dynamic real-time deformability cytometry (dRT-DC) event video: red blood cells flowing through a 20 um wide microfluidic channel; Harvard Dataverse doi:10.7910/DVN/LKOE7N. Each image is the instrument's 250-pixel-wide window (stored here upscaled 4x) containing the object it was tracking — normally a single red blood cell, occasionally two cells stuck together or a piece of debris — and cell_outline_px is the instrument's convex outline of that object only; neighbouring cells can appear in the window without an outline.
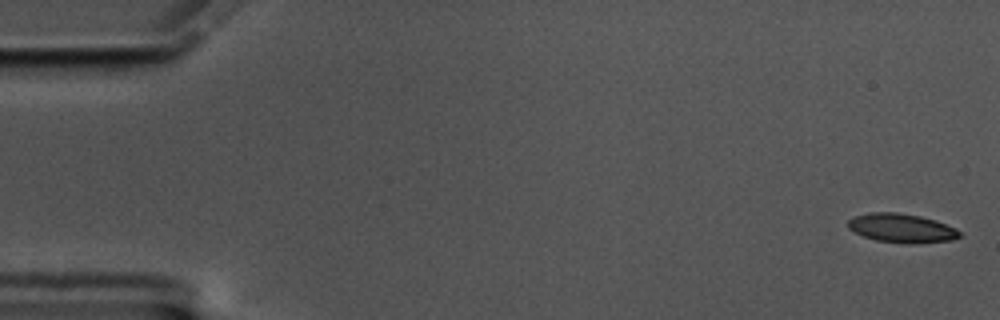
{"species": "common noctule bat (a hibernating species)", "species_latin": "Nyctalus noctula", "temperature_condition": "cold", "stored_images_in_passage": 58, "camera_frame_rate_fps": 3000, "um_per_image_px": 0.085, "animal": {"sex": "male", "body_mass_g": 17.5, "forearm_length_mm": 52.3}, "frame": {"image": 1, "passage_image": 1, "time_ms": 0.0, "image_size_px": [1000, 320], "cell_outline_px": [[960, 236], [952, 240], [912, 244], [876, 240], [864, 236], [848, 228], [848, 220], [856, 216], [872, 212], [896, 212], [920, 216], [936, 220], [956, 228], [960, 232]], "centroid_in_image_um": [76.66, 19.39], "position_along_channel_um": 8.3, "area_um2": 18.67}}
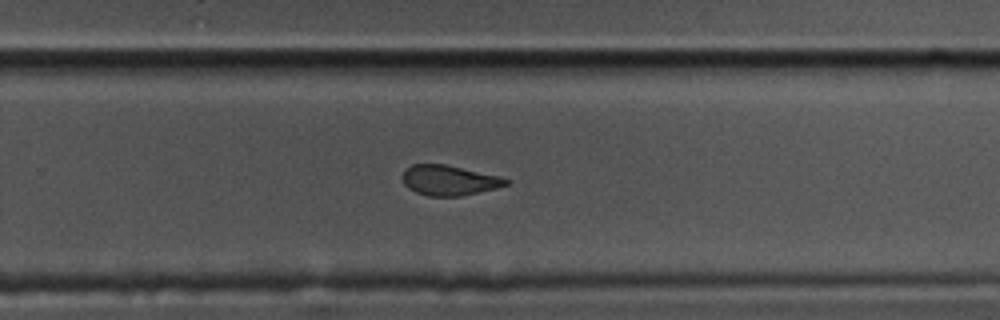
{"frame": {"image": 2, "passage_image": 37, "time_ms": 12.0, "image_size_px": [1000, 320], "cell_outline_px": [[508, 184], [496, 188], [460, 196], [428, 196], [416, 192], [408, 188], [404, 184], [404, 172], [412, 164], [444, 164], [500, 176], [508, 180]], "centroid_in_image_um": [38.18, 15.33], "position_along_channel_um": 291.6, "area_um2": 17.86}}
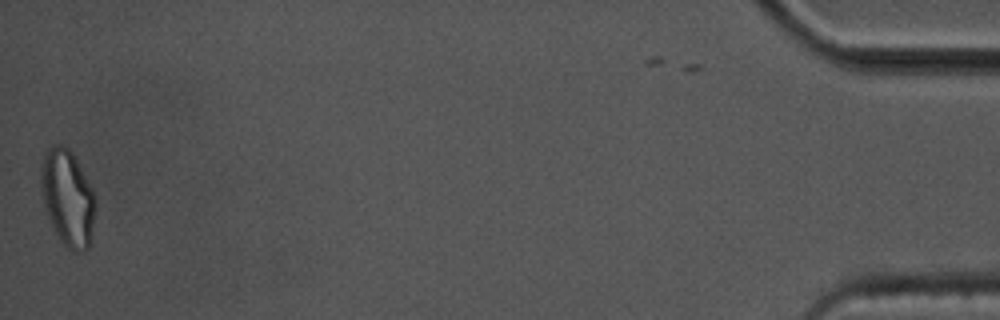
{"frame": {"image": 3, "passage_image": 57, "time_ms": 18.667, "image_size_px": [1000, 320], "cell_outline_px": [[96, 204], [92, 232], [88, 248], [84, 252], [72, 252], [60, 240], [48, 216], [44, 204], [40, 180], [40, 176], [44, 156], [52, 144], [64, 144], [72, 152], [92, 188]], "centroid_in_image_um": [5.76, 16.82], "position_along_channel_um": 429.4, "area_um2": 30.29}, "authors_computed_cell_mechanics": {"area_um2": 19.363, "velocity_mm_per_s": 3.4972, "shape_relaxation_time_tau1_ms": 4.3234, "shape_relaxation_time_tau2_ms": 2.7145, "deformation_change_tau1": 0.1413, "deformation_change_tau2": 0.1044}}